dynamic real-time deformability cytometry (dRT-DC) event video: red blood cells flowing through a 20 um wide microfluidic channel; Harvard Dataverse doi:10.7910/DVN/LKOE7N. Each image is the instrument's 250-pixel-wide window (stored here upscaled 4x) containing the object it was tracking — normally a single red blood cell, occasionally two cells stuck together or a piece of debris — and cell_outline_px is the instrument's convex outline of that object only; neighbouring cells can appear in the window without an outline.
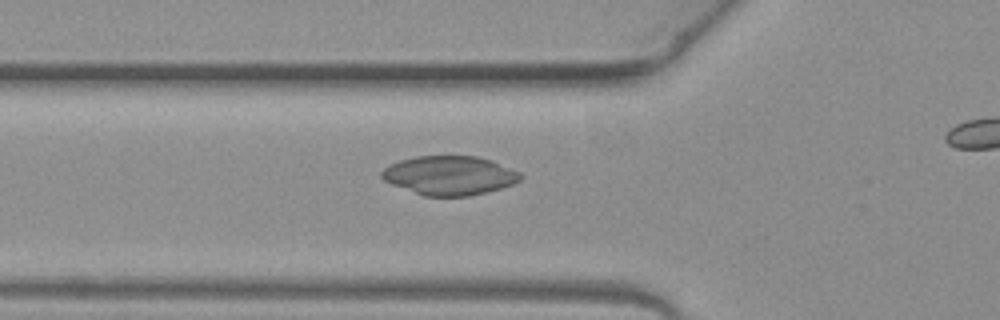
{"species": "common noctule bat (a hibernating species)", "species_latin": "Nyctalus noctula", "temperature_condition": "warm", "stored_images_in_passage": 36, "camera_frame_rate_fps": 3000, "um_per_image_px": 0.085, "animal": {"sex": "female", "body_mass_g": 19.3, "forearm_length_mm": 54.1}, "frame": {"image": 1, "passage_image": 12, "time_ms": 3.667, "image_size_px": [1000, 320], "cell_outline_px": [[524, 176], [520, 180], [512, 184], [500, 188], [468, 196], [424, 196], [392, 184], [384, 180], [380, 176], [380, 172], [388, 164], [400, 160], [416, 156], [476, 156], [492, 160], [520, 172]], "centroid_in_image_um": [38.19, 14.9], "position_along_channel_um": 87.6, "area_um2": 31.56}}
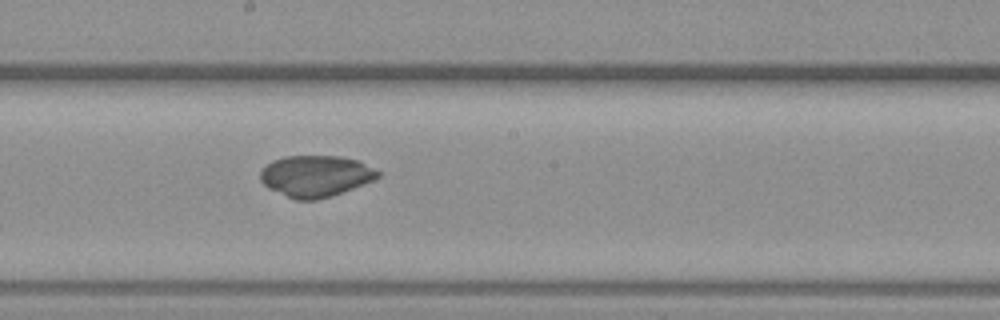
{"frame": {"image": 2, "passage_image": 22, "time_ms": 7.0, "image_size_px": [1000, 320], "cell_outline_px": [[380, 176], [372, 180], [332, 196], [316, 200], [296, 200], [268, 188], [260, 180], [260, 172], [272, 160], [284, 156], [340, 156], [360, 160], [380, 172]], "centroid_in_image_um": [26.83, 14.95], "position_along_channel_um": 221.4, "area_um2": 28.26}}
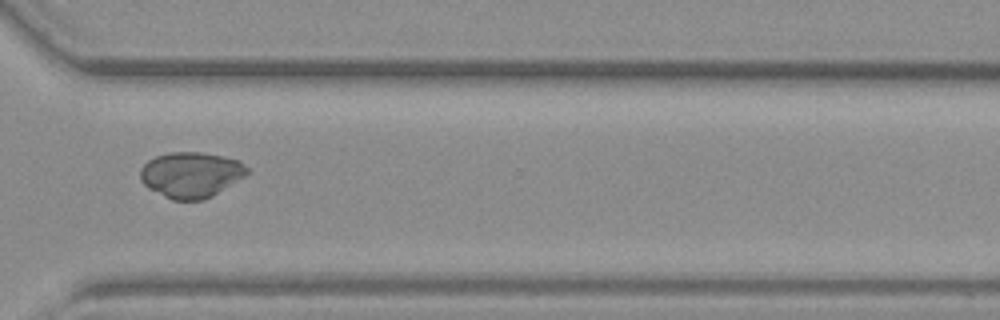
{"frame": {"image": 3, "passage_image": 32, "time_ms": 10.333, "image_size_px": [1000, 320], "cell_outline_px": [[248, 172], [244, 176], [212, 196], [204, 200], [172, 200], [148, 188], [140, 180], [140, 168], [148, 160], [156, 156], [168, 152], [200, 152], [240, 160], [248, 168]], "centroid_in_image_um": [16.21, 14.85], "position_along_channel_um": 354.4, "area_um2": 28.32}}